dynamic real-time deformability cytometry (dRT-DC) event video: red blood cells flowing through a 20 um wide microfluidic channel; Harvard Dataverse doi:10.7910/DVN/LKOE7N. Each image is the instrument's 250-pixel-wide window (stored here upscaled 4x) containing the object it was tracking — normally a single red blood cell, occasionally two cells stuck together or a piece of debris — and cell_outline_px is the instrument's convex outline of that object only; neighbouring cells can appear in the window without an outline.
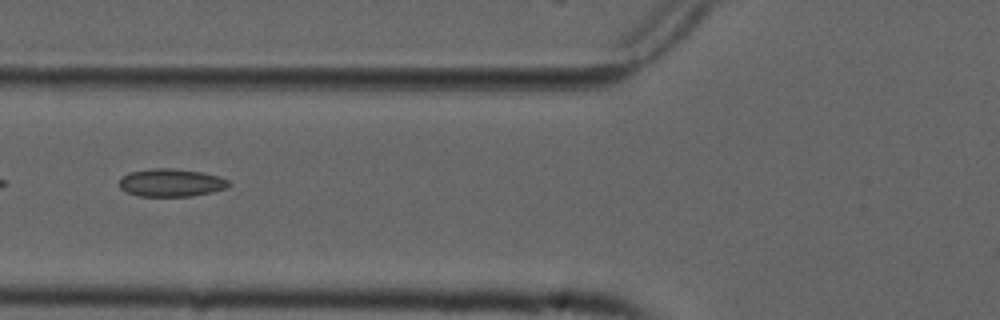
{"species": "common noctule bat (a hibernating species)", "species_latin": "Nyctalus noctula", "temperature_condition": "cold", "stored_images_in_passage": 16, "camera_frame_rate_fps": 3000, "um_per_image_px": 0.085, "animal": {"sex": "male", "forearm_length_mm": 52.5}, "frame": {"image": 1, "passage_image": 7, "time_ms": 2.0, "image_size_px": [1000, 320], "cell_outline_px": [[232, 184], [224, 188], [212, 192], [192, 196], [140, 196], [128, 192], [120, 188], [120, 176], [128, 172], [152, 168], [172, 168], [204, 172], [228, 180]], "centroid_in_image_um": [14.52, 15.52], "position_along_channel_um": 111.3, "area_um2": 17.8}}
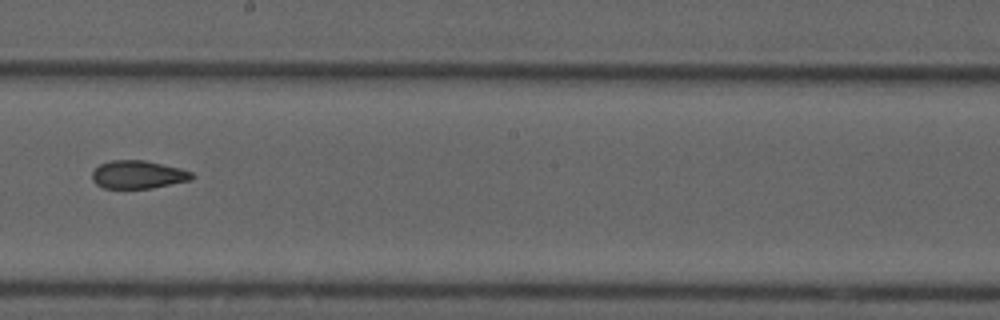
{"frame": {"image": 2, "passage_image": 10, "time_ms": 3.0, "image_size_px": [1000, 320], "cell_outline_px": [[196, 176], [192, 180], [152, 188], [104, 188], [96, 184], [92, 180], [92, 172], [100, 164], [112, 160], [144, 160], [180, 168], [192, 172]], "centroid_in_image_um": [11.76, 14.84], "position_along_channel_um": 236.4, "area_um2": 16.36}}
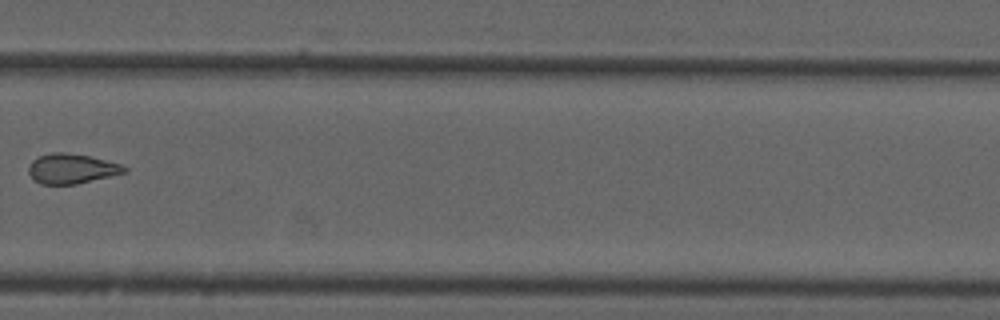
{"frame": {"image": 3, "passage_image": 12, "time_ms": 3.667, "image_size_px": [1000, 320], "cell_outline_px": [[128, 172], [76, 184], [40, 184], [32, 180], [28, 172], [28, 168], [32, 160], [40, 156], [52, 152], [64, 152], [88, 156], [120, 164], [128, 168]], "centroid_in_image_um": [6.06, 14.35], "position_along_channel_um": 323.7, "area_um2": 16.65}}